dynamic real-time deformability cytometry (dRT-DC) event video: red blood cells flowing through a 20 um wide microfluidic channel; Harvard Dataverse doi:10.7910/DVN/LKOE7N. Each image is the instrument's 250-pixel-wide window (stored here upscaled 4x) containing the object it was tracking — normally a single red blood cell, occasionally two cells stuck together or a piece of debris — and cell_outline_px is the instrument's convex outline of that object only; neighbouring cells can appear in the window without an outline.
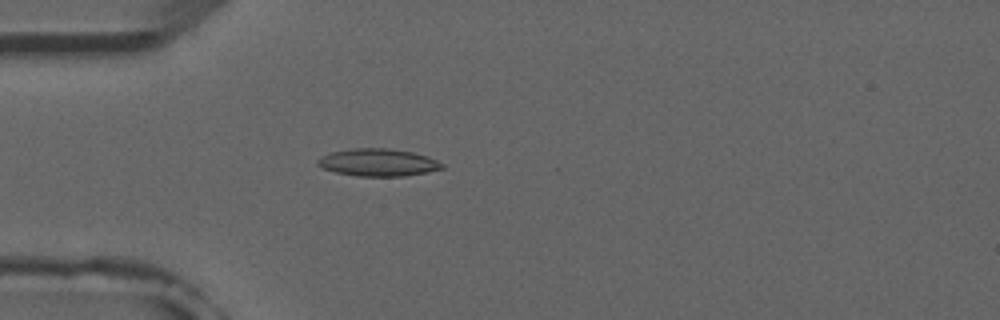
{"species": "common noctule bat (a hibernating species)", "species_latin": "Nyctalus noctula", "temperature_condition": "room temperature", "stored_images_in_passage": 1, "camera_frame_rate_fps": 3000, "um_per_image_px": 0.085, "animal": {"sex": "male", "forearm_length_mm": 52.5}, "frame": {"image": 1, "passage_image": 1, "time_ms": 0.0, "image_size_px": [1000, 320], "cell_outline_px": [[444, 168], [428, 172], [404, 176], [360, 176], [336, 172], [324, 168], [316, 164], [316, 160], [332, 152], [352, 148], [388, 148], [412, 152], [428, 156], [444, 164]], "centroid_in_image_um": [32.17, 13.81], "position_along_channel_um": 52.8, "area_um2": 19.77}}